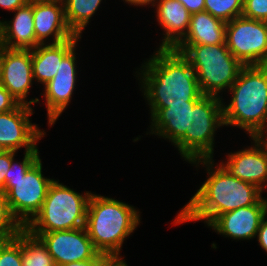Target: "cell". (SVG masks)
I'll list each match as a JSON object with an SVG mask.
<instances>
[{"label": "cell", "instance_id": "6da1fadb", "mask_svg": "<svg viewBox=\"0 0 267 266\" xmlns=\"http://www.w3.org/2000/svg\"><path fill=\"white\" fill-rule=\"evenodd\" d=\"M260 192L256 185L232 176L221 165L180 212L176 224L206 219L210 225L223 213L256 204L261 199Z\"/></svg>", "mask_w": 267, "mask_h": 266}, {"label": "cell", "instance_id": "7a4b0ae2", "mask_svg": "<svg viewBox=\"0 0 267 266\" xmlns=\"http://www.w3.org/2000/svg\"><path fill=\"white\" fill-rule=\"evenodd\" d=\"M146 65L144 95L151 104H186L203 96L194 69L173 48H160Z\"/></svg>", "mask_w": 267, "mask_h": 266}, {"label": "cell", "instance_id": "3957f363", "mask_svg": "<svg viewBox=\"0 0 267 266\" xmlns=\"http://www.w3.org/2000/svg\"><path fill=\"white\" fill-rule=\"evenodd\" d=\"M230 89L234 96L229 106L222 108L224 125H238L251 135L263 131L267 121V65L243 66Z\"/></svg>", "mask_w": 267, "mask_h": 266}, {"label": "cell", "instance_id": "277c9868", "mask_svg": "<svg viewBox=\"0 0 267 266\" xmlns=\"http://www.w3.org/2000/svg\"><path fill=\"white\" fill-rule=\"evenodd\" d=\"M138 222L139 216L133 207L91 194L85 228L99 253L118 256L124 238L133 232Z\"/></svg>", "mask_w": 267, "mask_h": 266}, {"label": "cell", "instance_id": "5b68a950", "mask_svg": "<svg viewBox=\"0 0 267 266\" xmlns=\"http://www.w3.org/2000/svg\"><path fill=\"white\" fill-rule=\"evenodd\" d=\"M173 49L189 61L203 95L216 96L223 88H230L243 67L226 44H177Z\"/></svg>", "mask_w": 267, "mask_h": 266}, {"label": "cell", "instance_id": "8992f818", "mask_svg": "<svg viewBox=\"0 0 267 266\" xmlns=\"http://www.w3.org/2000/svg\"><path fill=\"white\" fill-rule=\"evenodd\" d=\"M86 196L82 197L57 181H53L40 211L24 229L39 237L42 233L85 227L91 193H86Z\"/></svg>", "mask_w": 267, "mask_h": 266}, {"label": "cell", "instance_id": "52a82bcc", "mask_svg": "<svg viewBox=\"0 0 267 266\" xmlns=\"http://www.w3.org/2000/svg\"><path fill=\"white\" fill-rule=\"evenodd\" d=\"M221 100L212 95H203L190 108L189 130L176 143L181 154L190 162L197 158L210 162L213 153V133L215 127L224 125ZM217 125V126H216Z\"/></svg>", "mask_w": 267, "mask_h": 266}, {"label": "cell", "instance_id": "ba28073f", "mask_svg": "<svg viewBox=\"0 0 267 266\" xmlns=\"http://www.w3.org/2000/svg\"><path fill=\"white\" fill-rule=\"evenodd\" d=\"M42 164L39 159L24 176L10 178L4 185L8 206L13 217L24 228L31 218L40 211L47 196L48 189L54 180L45 179L42 176Z\"/></svg>", "mask_w": 267, "mask_h": 266}, {"label": "cell", "instance_id": "9c48e42d", "mask_svg": "<svg viewBox=\"0 0 267 266\" xmlns=\"http://www.w3.org/2000/svg\"><path fill=\"white\" fill-rule=\"evenodd\" d=\"M225 44L243 65H267V22L236 17L226 24Z\"/></svg>", "mask_w": 267, "mask_h": 266}, {"label": "cell", "instance_id": "30bf717a", "mask_svg": "<svg viewBox=\"0 0 267 266\" xmlns=\"http://www.w3.org/2000/svg\"><path fill=\"white\" fill-rule=\"evenodd\" d=\"M39 238L47 246L56 266L94 259L99 254L85 227L42 233Z\"/></svg>", "mask_w": 267, "mask_h": 266}, {"label": "cell", "instance_id": "8fae6325", "mask_svg": "<svg viewBox=\"0 0 267 266\" xmlns=\"http://www.w3.org/2000/svg\"><path fill=\"white\" fill-rule=\"evenodd\" d=\"M31 50L7 49L0 46V84L20 103L29 105L24 98L33 78Z\"/></svg>", "mask_w": 267, "mask_h": 266}, {"label": "cell", "instance_id": "7c38bea8", "mask_svg": "<svg viewBox=\"0 0 267 266\" xmlns=\"http://www.w3.org/2000/svg\"><path fill=\"white\" fill-rule=\"evenodd\" d=\"M29 105L19 104L14 110L0 113V147L5 151H16L25 146L26 152L36 148V141L44 133L30 123L32 113Z\"/></svg>", "mask_w": 267, "mask_h": 266}, {"label": "cell", "instance_id": "4fadbf2b", "mask_svg": "<svg viewBox=\"0 0 267 266\" xmlns=\"http://www.w3.org/2000/svg\"><path fill=\"white\" fill-rule=\"evenodd\" d=\"M266 213L267 201L261 198L254 205L240 207L219 215L209 226L234 239H249L258 233L261 220Z\"/></svg>", "mask_w": 267, "mask_h": 266}, {"label": "cell", "instance_id": "5bb4252c", "mask_svg": "<svg viewBox=\"0 0 267 266\" xmlns=\"http://www.w3.org/2000/svg\"><path fill=\"white\" fill-rule=\"evenodd\" d=\"M57 3L60 2L33 0L34 31L39 44L44 45V38L52 34H54L52 44L61 43L76 36L67 25L64 9L58 7Z\"/></svg>", "mask_w": 267, "mask_h": 266}, {"label": "cell", "instance_id": "9a60e30c", "mask_svg": "<svg viewBox=\"0 0 267 266\" xmlns=\"http://www.w3.org/2000/svg\"><path fill=\"white\" fill-rule=\"evenodd\" d=\"M74 48L61 60L56 75L45 84V96L52 125L67 106L75 85V54Z\"/></svg>", "mask_w": 267, "mask_h": 266}, {"label": "cell", "instance_id": "2e32d148", "mask_svg": "<svg viewBox=\"0 0 267 266\" xmlns=\"http://www.w3.org/2000/svg\"><path fill=\"white\" fill-rule=\"evenodd\" d=\"M15 11L18 12L12 25L0 22V46L7 49H34L39 43L36 41L34 31L33 0H29ZM13 39H16L14 43Z\"/></svg>", "mask_w": 267, "mask_h": 266}, {"label": "cell", "instance_id": "e0dca14e", "mask_svg": "<svg viewBox=\"0 0 267 266\" xmlns=\"http://www.w3.org/2000/svg\"><path fill=\"white\" fill-rule=\"evenodd\" d=\"M195 103L150 104L157 134L166 136L176 144L186 134V130H189L190 108Z\"/></svg>", "mask_w": 267, "mask_h": 266}, {"label": "cell", "instance_id": "ac0fdd59", "mask_svg": "<svg viewBox=\"0 0 267 266\" xmlns=\"http://www.w3.org/2000/svg\"><path fill=\"white\" fill-rule=\"evenodd\" d=\"M261 149L251 147L231 154L224 168L232 176L252 183L262 190V182L267 181V161Z\"/></svg>", "mask_w": 267, "mask_h": 266}, {"label": "cell", "instance_id": "d6986e66", "mask_svg": "<svg viewBox=\"0 0 267 266\" xmlns=\"http://www.w3.org/2000/svg\"><path fill=\"white\" fill-rule=\"evenodd\" d=\"M78 35L64 42L42 47L39 44L31 52L33 78L47 84L56 75L61 60L75 47ZM37 48V49H36Z\"/></svg>", "mask_w": 267, "mask_h": 266}, {"label": "cell", "instance_id": "ffe728a7", "mask_svg": "<svg viewBox=\"0 0 267 266\" xmlns=\"http://www.w3.org/2000/svg\"><path fill=\"white\" fill-rule=\"evenodd\" d=\"M157 7L158 20L167 31L160 48L172 49L182 40L181 37L186 35L183 30L187 28L188 32L191 14L178 0H161Z\"/></svg>", "mask_w": 267, "mask_h": 266}, {"label": "cell", "instance_id": "44dd1931", "mask_svg": "<svg viewBox=\"0 0 267 266\" xmlns=\"http://www.w3.org/2000/svg\"><path fill=\"white\" fill-rule=\"evenodd\" d=\"M226 22L215 18L207 11L190 16V25L185 40L178 44H225Z\"/></svg>", "mask_w": 267, "mask_h": 266}, {"label": "cell", "instance_id": "7402d4cb", "mask_svg": "<svg viewBox=\"0 0 267 266\" xmlns=\"http://www.w3.org/2000/svg\"><path fill=\"white\" fill-rule=\"evenodd\" d=\"M22 266H56L42 240L24 228L22 229Z\"/></svg>", "mask_w": 267, "mask_h": 266}, {"label": "cell", "instance_id": "603a6c76", "mask_svg": "<svg viewBox=\"0 0 267 266\" xmlns=\"http://www.w3.org/2000/svg\"><path fill=\"white\" fill-rule=\"evenodd\" d=\"M63 6L65 19L68 27L75 34L80 36L84 26L90 17L95 13L101 0H65Z\"/></svg>", "mask_w": 267, "mask_h": 266}, {"label": "cell", "instance_id": "cb8c5ba5", "mask_svg": "<svg viewBox=\"0 0 267 266\" xmlns=\"http://www.w3.org/2000/svg\"><path fill=\"white\" fill-rule=\"evenodd\" d=\"M244 0H205L204 11L223 22L242 16Z\"/></svg>", "mask_w": 267, "mask_h": 266}, {"label": "cell", "instance_id": "d4e9b609", "mask_svg": "<svg viewBox=\"0 0 267 266\" xmlns=\"http://www.w3.org/2000/svg\"><path fill=\"white\" fill-rule=\"evenodd\" d=\"M22 229L21 224L11 214L6 193L0 190V241L16 237Z\"/></svg>", "mask_w": 267, "mask_h": 266}, {"label": "cell", "instance_id": "484cf974", "mask_svg": "<svg viewBox=\"0 0 267 266\" xmlns=\"http://www.w3.org/2000/svg\"><path fill=\"white\" fill-rule=\"evenodd\" d=\"M0 266H22V230L16 237L0 241Z\"/></svg>", "mask_w": 267, "mask_h": 266}, {"label": "cell", "instance_id": "4316f807", "mask_svg": "<svg viewBox=\"0 0 267 266\" xmlns=\"http://www.w3.org/2000/svg\"><path fill=\"white\" fill-rule=\"evenodd\" d=\"M14 151H11V166L5 174V183L10 178H17L24 176L26 172L40 159L38 156V149L27 151L24 160L21 164H13ZM18 168V169H17ZM16 171V172H14Z\"/></svg>", "mask_w": 267, "mask_h": 266}, {"label": "cell", "instance_id": "83f0119b", "mask_svg": "<svg viewBox=\"0 0 267 266\" xmlns=\"http://www.w3.org/2000/svg\"><path fill=\"white\" fill-rule=\"evenodd\" d=\"M242 16L267 22V0H244Z\"/></svg>", "mask_w": 267, "mask_h": 266}, {"label": "cell", "instance_id": "f1b7e54d", "mask_svg": "<svg viewBox=\"0 0 267 266\" xmlns=\"http://www.w3.org/2000/svg\"><path fill=\"white\" fill-rule=\"evenodd\" d=\"M20 103L0 84V113L14 110Z\"/></svg>", "mask_w": 267, "mask_h": 266}, {"label": "cell", "instance_id": "f546056e", "mask_svg": "<svg viewBox=\"0 0 267 266\" xmlns=\"http://www.w3.org/2000/svg\"><path fill=\"white\" fill-rule=\"evenodd\" d=\"M11 166V151H4L0 154V190L5 185V174Z\"/></svg>", "mask_w": 267, "mask_h": 266}, {"label": "cell", "instance_id": "4dcf8cb0", "mask_svg": "<svg viewBox=\"0 0 267 266\" xmlns=\"http://www.w3.org/2000/svg\"><path fill=\"white\" fill-rule=\"evenodd\" d=\"M192 15L204 11L205 0H178Z\"/></svg>", "mask_w": 267, "mask_h": 266}, {"label": "cell", "instance_id": "1f68e13d", "mask_svg": "<svg viewBox=\"0 0 267 266\" xmlns=\"http://www.w3.org/2000/svg\"><path fill=\"white\" fill-rule=\"evenodd\" d=\"M107 257V255L99 253L94 259L85 261H76L64 264L62 266H101L102 261Z\"/></svg>", "mask_w": 267, "mask_h": 266}, {"label": "cell", "instance_id": "d6a6232c", "mask_svg": "<svg viewBox=\"0 0 267 266\" xmlns=\"http://www.w3.org/2000/svg\"><path fill=\"white\" fill-rule=\"evenodd\" d=\"M258 240L260 245L266 250L267 252V221H265V216L261 220L259 229H258Z\"/></svg>", "mask_w": 267, "mask_h": 266}, {"label": "cell", "instance_id": "836d02e7", "mask_svg": "<svg viewBox=\"0 0 267 266\" xmlns=\"http://www.w3.org/2000/svg\"><path fill=\"white\" fill-rule=\"evenodd\" d=\"M29 0H0V6L9 10H16L23 7Z\"/></svg>", "mask_w": 267, "mask_h": 266}, {"label": "cell", "instance_id": "e575fe53", "mask_svg": "<svg viewBox=\"0 0 267 266\" xmlns=\"http://www.w3.org/2000/svg\"><path fill=\"white\" fill-rule=\"evenodd\" d=\"M101 266H127L118 256H107Z\"/></svg>", "mask_w": 267, "mask_h": 266}, {"label": "cell", "instance_id": "d590c367", "mask_svg": "<svg viewBox=\"0 0 267 266\" xmlns=\"http://www.w3.org/2000/svg\"><path fill=\"white\" fill-rule=\"evenodd\" d=\"M262 132L263 131L254 133V134L251 135V137H253L254 141L257 143V147H259L261 145V143H263L265 145L264 147H266L265 149H267V142L264 143V142L261 141L262 140L261 137H262V134H263ZM262 152H263V154L265 156V159L267 161V150L266 151L265 150H262Z\"/></svg>", "mask_w": 267, "mask_h": 266}, {"label": "cell", "instance_id": "8d00e7d4", "mask_svg": "<svg viewBox=\"0 0 267 266\" xmlns=\"http://www.w3.org/2000/svg\"><path fill=\"white\" fill-rule=\"evenodd\" d=\"M127 2L133 3V4H140V5H144V4H149L150 2L154 1V0H126Z\"/></svg>", "mask_w": 267, "mask_h": 266}, {"label": "cell", "instance_id": "74e56055", "mask_svg": "<svg viewBox=\"0 0 267 266\" xmlns=\"http://www.w3.org/2000/svg\"><path fill=\"white\" fill-rule=\"evenodd\" d=\"M5 150L2 148V147H0V154L2 153V152H4Z\"/></svg>", "mask_w": 267, "mask_h": 266}]
</instances>
